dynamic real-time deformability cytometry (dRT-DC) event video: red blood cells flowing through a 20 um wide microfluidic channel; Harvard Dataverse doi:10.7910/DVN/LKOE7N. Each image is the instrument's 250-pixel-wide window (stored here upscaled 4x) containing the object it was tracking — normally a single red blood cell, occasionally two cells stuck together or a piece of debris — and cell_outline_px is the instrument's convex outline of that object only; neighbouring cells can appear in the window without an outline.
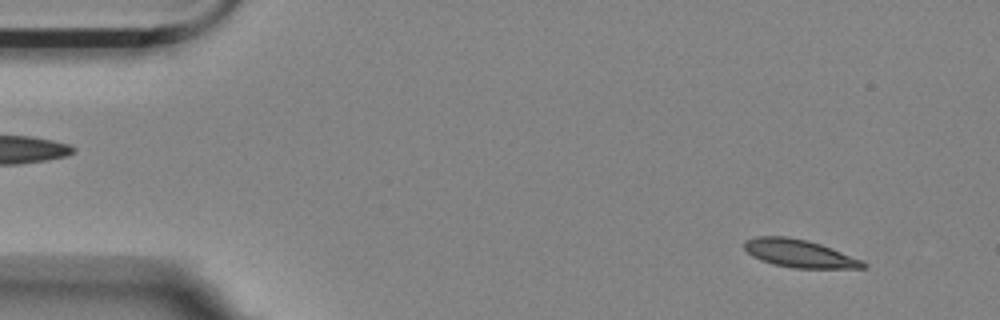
{"species": "Egyptian fruit bat (a non-hibernating species)", "species_latin": "Rousettus aegyptiacus", "temperature_condition": "room temperature", "stored_images_in_passage": 55, "camera_frame_rate_fps": 3000, "um_per_image_px": 0.085, "animal": {"sex": "female"}, "frame": {"image": 1, "passage_image": 4, "time_ms": 1.0, "image_size_px": [1000, 320], "cell_outline_px": [[868, 268], [792, 268], [772, 264], [760, 260], [752, 256], [744, 248], [744, 240], [756, 236], [784, 236], [808, 240], [820, 244], [864, 260], [868, 264]], "centroid_in_image_um": [67.95, 21.55], "position_along_channel_um": 17.0, "area_um2": 19.48}}
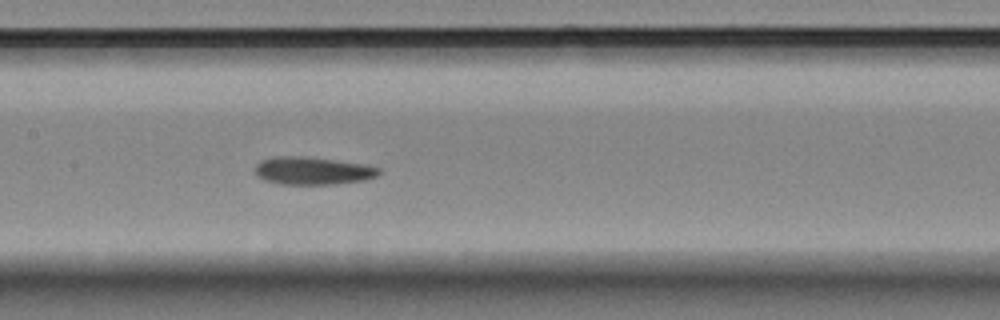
{"frame": {"image": 2, "passage_image": 26, "time_ms": 8.333, "image_size_px": [1000, 320], "cell_outline_px": [[380, 172], [376, 176], [364, 180], [332, 184], [280, 184], [264, 180], [256, 172], [256, 164], [260, 160], [272, 156], [304, 156], [368, 164], [380, 168]], "centroid_in_image_um": [26.59, 14.5], "position_along_channel_um": 180.8, "area_um2": 20.06}}
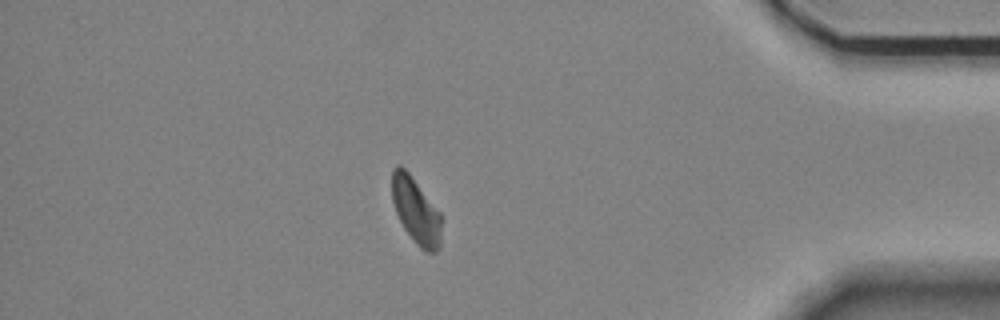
{"frame": {"image": 3, "passage_image": 48, "time_ms": 15.667, "image_size_px": [1000, 320], "cell_outline_px": [[440, 248], [436, 252], [424, 252], [416, 244], [404, 228], [396, 212], [392, 200], [392, 168], [396, 164], [400, 164], [408, 172], [440, 212]], "centroid_in_image_um": [35.34, 17.91], "position_along_channel_um": 399.9, "area_um2": 18.9}, "authors_computed_cell_mechanics": {"area_um2": 19.8254, "velocity_mm_per_s": 3.5039, "shape_relaxation_time_tau1_ms": 5.3489, "shape_relaxation_time_tau2_ms": 1.5467, "deformation_change_tau1": 0.128, "deformation_change_tau2": 0.0548}}